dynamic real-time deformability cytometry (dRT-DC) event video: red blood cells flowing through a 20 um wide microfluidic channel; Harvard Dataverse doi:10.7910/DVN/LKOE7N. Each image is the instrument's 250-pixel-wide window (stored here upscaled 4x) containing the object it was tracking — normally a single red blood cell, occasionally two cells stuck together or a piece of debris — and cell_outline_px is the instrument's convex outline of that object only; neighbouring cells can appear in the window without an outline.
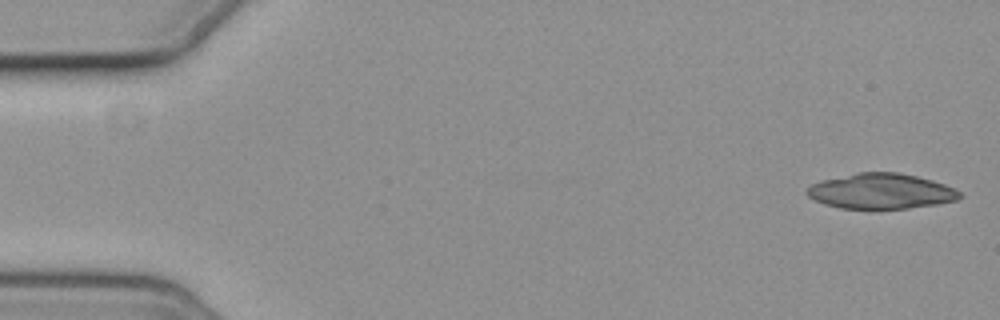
{"species": "common noctule bat (a hibernating species)", "species_latin": "Nyctalus noctula", "temperature_condition": "cold", "stored_images_in_passage": 6, "camera_frame_rate_fps": 3000, "um_per_image_px": 0.085, "animal": {"sex": "female", "body_mass_g": 19.3, "forearm_length_mm": 54.1}, "frame": {"image": 1, "passage_image": 1, "time_ms": 0.0, "image_size_px": [1000, 320], "cell_outline_px": [[964, 196], [956, 200], [936, 204], [908, 208], [840, 208], [824, 204], [808, 196], [804, 192], [812, 184], [820, 180], [856, 172], [900, 172], [932, 180], [944, 184], [960, 192]], "centroid_in_image_um": [74.86, 16.24], "position_along_channel_um": 10.1, "area_um2": 31.39}}
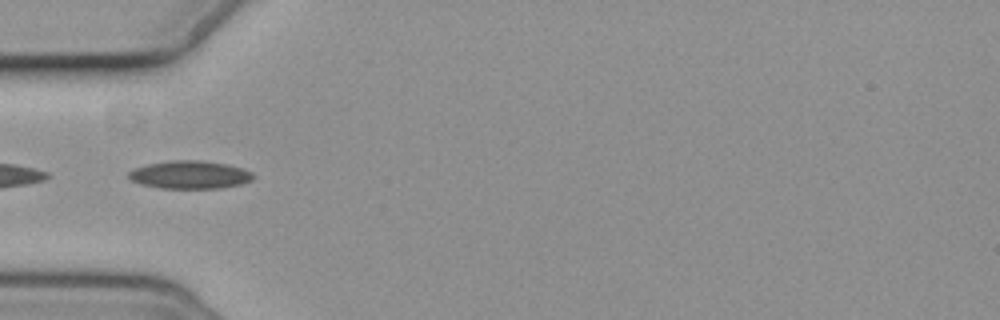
{"frame": {"image": 2, "passage_image": 5, "time_ms": 5.667, "image_size_px": [1000, 320], "cell_outline_px": [[256, 176], [252, 180], [240, 184], [220, 188], [160, 188], [140, 184], [132, 180], [128, 176], [128, 172], [132, 168], [148, 164], [168, 160], [200, 160], [228, 164], [244, 168], [252, 172]], "centroid_in_image_um": [16.15, 14.84], "position_along_channel_um": 68.9, "area_um2": 20.52}}
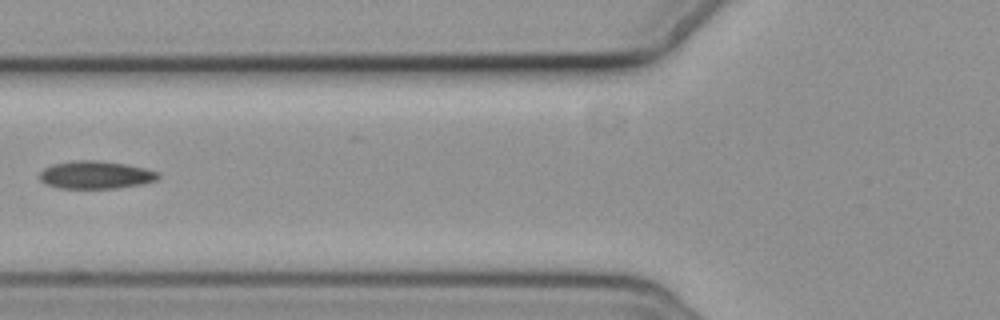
{"frame": {"image": 3, "passage_image": 6, "time_ms": 7.0, "image_size_px": [1000, 320], "cell_outline_px": [[160, 176], [156, 180], [140, 184], [116, 188], [60, 188], [44, 184], [40, 180], [40, 172], [44, 168], [52, 164], [72, 160], [96, 160], [124, 164], [144, 168], [160, 172]], "centroid_in_image_um": [8.1, 14.86], "position_along_channel_um": 117.7, "area_um2": 19.19}}